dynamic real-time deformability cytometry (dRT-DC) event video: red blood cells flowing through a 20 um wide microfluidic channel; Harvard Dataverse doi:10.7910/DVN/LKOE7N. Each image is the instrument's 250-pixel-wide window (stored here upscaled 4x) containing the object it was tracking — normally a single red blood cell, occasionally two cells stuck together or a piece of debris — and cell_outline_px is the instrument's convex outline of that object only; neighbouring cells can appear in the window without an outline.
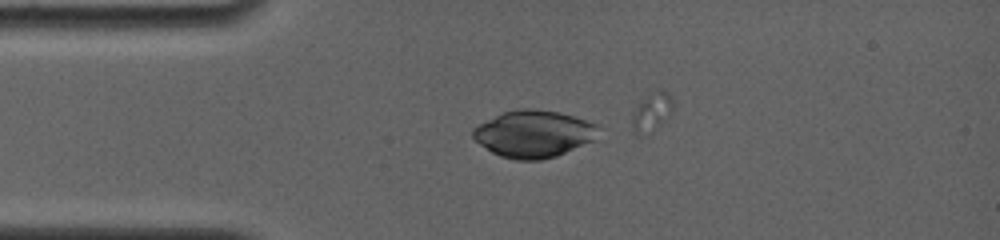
{"species": "common noctule bat (a hibernating species)", "species_latin": "Nyctalus noctula", "temperature_condition": "room temperature", "stored_images_in_passage": 7, "camera_frame_rate_fps": 4000, "um_per_image_px": 0.085, "animal": {"sex": "female", "body_mass_g": 19.0, "forearm_length_mm": 56.7}, "frame": {"image": 1, "passage_image": 4, "time_ms": 3.5, "image_size_px": [1000, 240], "cell_outline_px": [[596, 128], [592, 140], [556, 156], [540, 160], [516, 160], [500, 156], [492, 152], [480, 144], [472, 136], [472, 128], [504, 112], [520, 108], [532, 108], [560, 112], [596, 124]], "centroid_in_image_um": [45.3, 11.38], "position_along_channel_um": 39.7, "area_um2": 33.7}}